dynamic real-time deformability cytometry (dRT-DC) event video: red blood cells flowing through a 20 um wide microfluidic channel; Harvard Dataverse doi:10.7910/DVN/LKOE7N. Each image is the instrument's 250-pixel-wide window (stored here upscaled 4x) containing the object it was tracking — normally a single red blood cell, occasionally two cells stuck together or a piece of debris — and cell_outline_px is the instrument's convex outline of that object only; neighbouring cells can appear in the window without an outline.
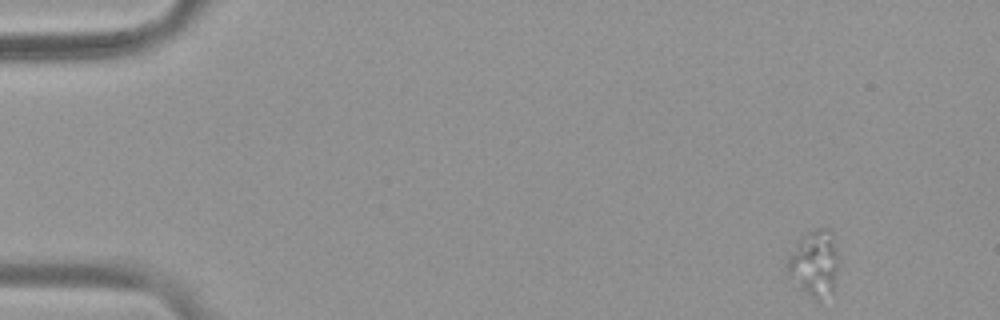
{"species": "common noctule bat (a hibernating species)", "species_latin": "Nyctalus noctula", "temperature_condition": "warm", "stored_images_in_passage": 51, "camera_frame_rate_fps": 3000, "um_per_image_px": 0.085, "animal": {"sex": "female", "body_mass_g": 19.9}, "frame": {"image": 1, "passage_image": 1, "time_ms": 0.0, "image_size_px": [1000, 320], "cell_outline_px": [[836, 268], [832, 292], [820, 304], [800, 288], [784, 272], [788, 256], [800, 236], [804, 232], [816, 228], [828, 228], [832, 232], [836, 252]], "centroid_in_image_um": [69.16, 22.39], "position_along_channel_um": 15.8, "area_um2": 20.0}}
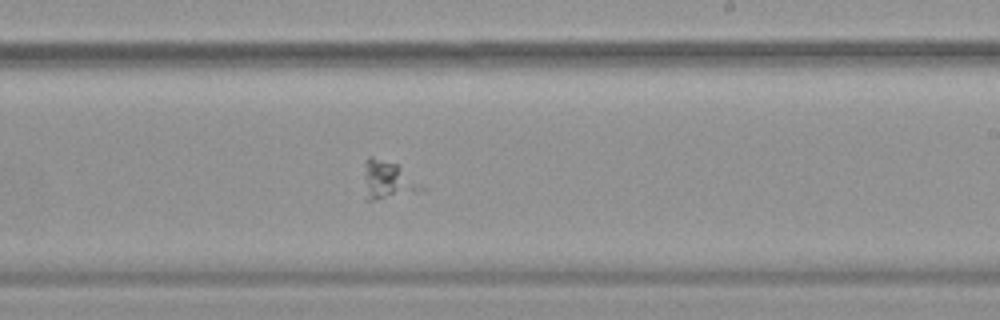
{"frame": {"image": 2, "passage_image": 30, "time_ms": 9.667, "image_size_px": [1000, 320], "cell_outline_px": [[428, 188], [420, 192], [372, 200], [368, 200], [364, 176], [364, 160], [368, 156], [372, 156], [396, 164]], "centroid_in_image_um": [33.0, 15.28], "position_along_channel_um": 256.0, "area_um2": 12.66}}
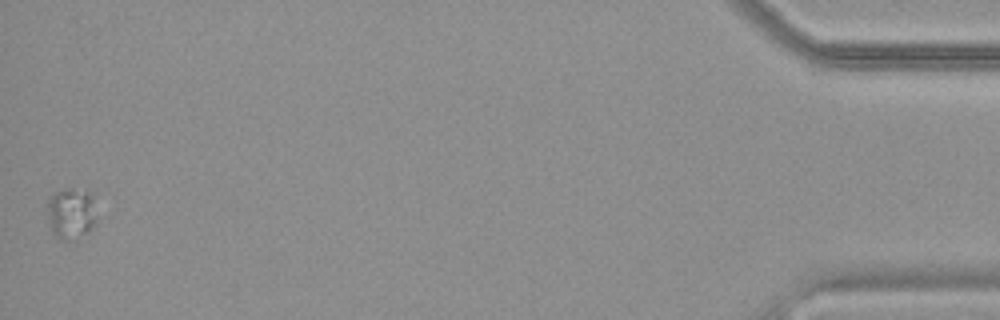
{"frame": {"image": 3, "passage_image": 51, "time_ms": 16.667, "image_size_px": [1000, 320], "cell_outline_px": [[96, 220], [92, 228], [88, 232], [64, 240], [56, 236], [52, 228], [48, 216], [48, 196], [52, 192], [68, 188], [72, 188], [88, 192], [92, 196]], "centroid_in_image_um": [6.03, 18.08], "position_along_channel_um": 429.2, "area_um2": 14.33}}